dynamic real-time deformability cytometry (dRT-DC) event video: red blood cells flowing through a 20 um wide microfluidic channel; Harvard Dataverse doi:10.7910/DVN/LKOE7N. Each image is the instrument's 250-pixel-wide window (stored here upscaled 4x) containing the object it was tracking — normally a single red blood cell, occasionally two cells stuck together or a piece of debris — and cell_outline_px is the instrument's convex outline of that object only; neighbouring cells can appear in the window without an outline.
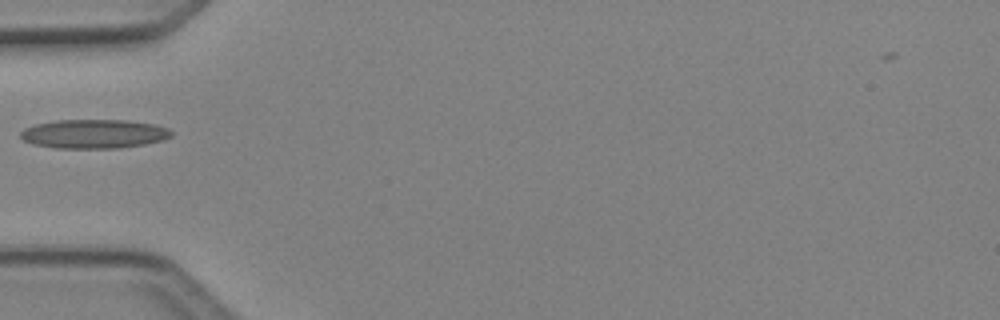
{"species": "Egyptian fruit bat (a non-hibernating species)", "species_latin": "Rousettus aegyptiacus", "temperature_condition": "cold", "stored_images_in_passage": 9, "camera_frame_rate_fps": 3000, "um_per_image_px": 0.085, "animal": {"sex": "female"}, "frame": {"image": 1, "passage_image": 1, "time_ms": 0.0, "image_size_px": [1000, 320], "cell_outline_px": [[172, 136], [164, 140], [144, 144], [120, 148], [56, 148], [36, 144], [24, 140], [20, 136], [20, 132], [24, 128], [36, 124], [56, 120], [128, 120], [156, 124], [168, 128], [172, 132]], "centroid_in_image_um": [8.03, 11.37], "position_along_channel_um": 77.0, "area_um2": 25.55}}